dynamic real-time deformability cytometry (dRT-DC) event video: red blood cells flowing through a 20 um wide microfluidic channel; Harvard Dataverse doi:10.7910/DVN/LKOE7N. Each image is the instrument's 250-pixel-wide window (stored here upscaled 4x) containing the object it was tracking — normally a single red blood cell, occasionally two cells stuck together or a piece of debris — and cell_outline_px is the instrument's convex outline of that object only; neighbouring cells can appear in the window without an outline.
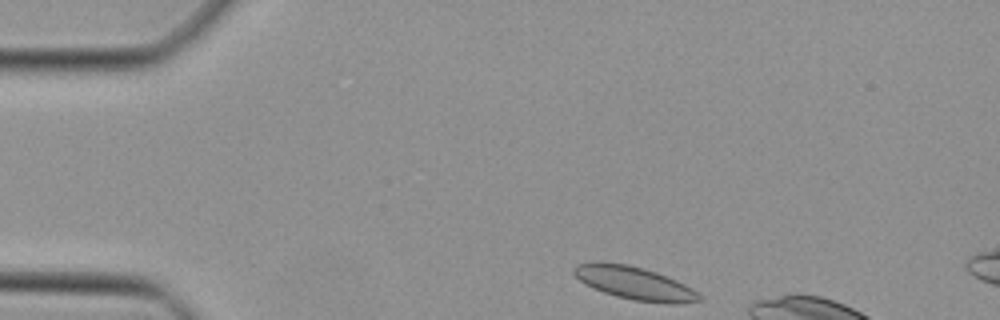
{"species": "Egyptian fruit bat (a non-hibernating species)", "species_latin": "Rousettus aegyptiacus", "temperature_condition": "cold", "stored_images_in_passage": 5, "camera_frame_rate_fps": 3000, "um_per_image_px": 0.085, "animal": {"sex": "female"}, "frame": {"image": 1, "passage_image": 1, "time_ms": 0.0, "image_size_px": [1000, 320], "cell_outline_px": [[704, 300], [672, 304], [632, 300], [616, 296], [592, 288], [584, 284], [572, 272], [572, 268], [576, 264], [596, 260], [600, 260], [628, 264], [644, 268], [656, 272], [676, 280], [692, 288]], "centroid_in_image_um": [53.86, 24.03], "position_along_channel_um": 31.1, "area_um2": 24.39}}